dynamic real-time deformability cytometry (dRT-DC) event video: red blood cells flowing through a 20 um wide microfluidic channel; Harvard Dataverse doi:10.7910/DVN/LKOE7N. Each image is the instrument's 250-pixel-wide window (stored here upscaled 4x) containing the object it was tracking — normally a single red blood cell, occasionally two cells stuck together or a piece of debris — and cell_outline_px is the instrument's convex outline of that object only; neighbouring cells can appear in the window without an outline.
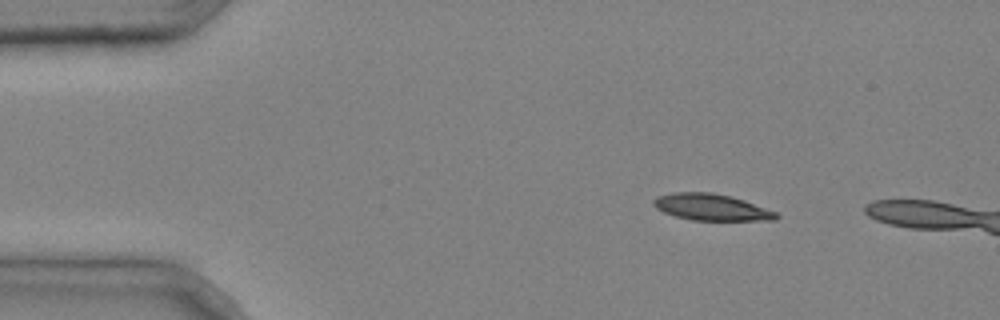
{"species": "common noctule bat (a hibernating species)", "species_latin": "Nyctalus noctula", "temperature_condition": "cold", "stored_images_in_passage": 2, "camera_frame_rate_fps": 3000, "um_per_image_px": 0.085, "animal": {"sex": "male", "body_mass_g": 20.4}, "frame": {"image": 1, "passage_image": 1, "time_ms": 0.0, "image_size_px": [1000, 320], "cell_outline_px": [[780, 216], [776, 220], [692, 220], [676, 216], [664, 212], [656, 208], [652, 204], [652, 200], [656, 196], [672, 192], [712, 192], [732, 196], [744, 200], [776, 212]], "centroid_in_image_um": [60.44, 17.6], "position_along_channel_um": 24.6, "area_um2": 19.02}}